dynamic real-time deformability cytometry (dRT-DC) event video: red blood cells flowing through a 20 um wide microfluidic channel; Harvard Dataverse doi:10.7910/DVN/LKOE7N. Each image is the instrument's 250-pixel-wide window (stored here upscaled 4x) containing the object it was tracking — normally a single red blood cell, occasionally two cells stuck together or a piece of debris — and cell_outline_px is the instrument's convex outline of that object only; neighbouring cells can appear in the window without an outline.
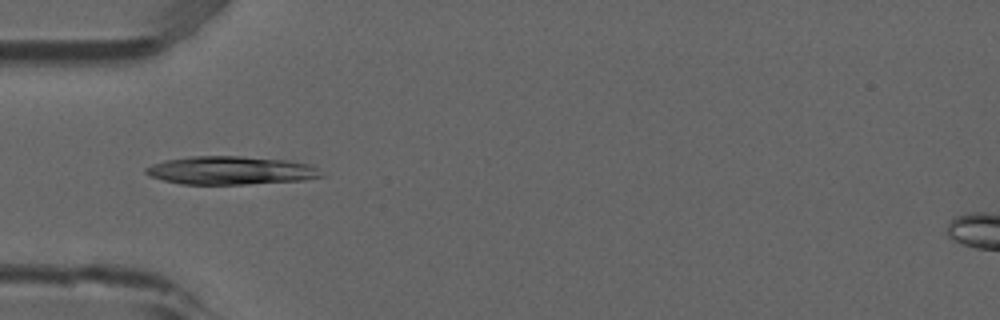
{"species": "common noctule bat (a hibernating species)", "species_latin": "Nyctalus noctula", "temperature_condition": "room temperature", "stored_images_in_passage": 7, "camera_frame_rate_fps": 3000, "um_per_image_px": 0.085, "animal": {"sex": "male", "forearm_length_mm": 52.5}, "frame": {"image": 1, "passage_image": 4, "time_ms": 1.0, "image_size_px": [1000, 320], "cell_outline_px": [[324, 176], [304, 180], [244, 184], [180, 184], [148, 176], [144, 172], [144, 168], [152, 164], [164, 160], [188, 156], [240, 156], [288, 160], [308, 164], [316, 168]], "centroid_in_image_um": [19.55, 14.48], "position_along_channel_um": 65.4, "area_um2": 28.96}}
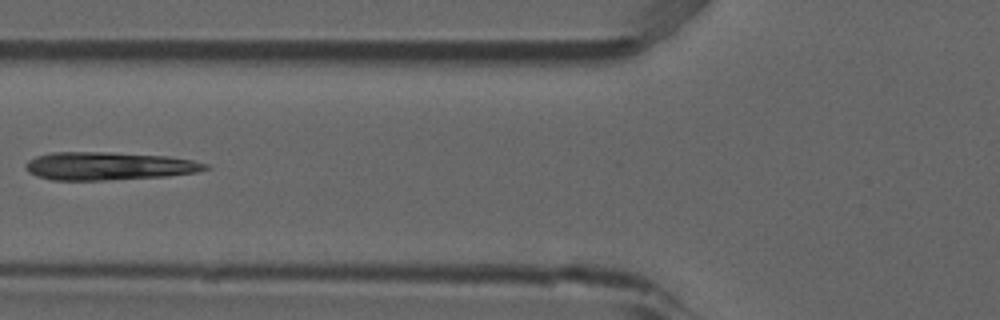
{"frame": {"image": 2, "passage_image": 5, "time_ms": 1.333, "image_size_px": [1000, 320], "cell_outline_px": [[212, 168], [196, 172], [168, 176], [104, 180], [52, 180], [36, 176], [28, 172], [24, 168], [24, 164], [28, 160], [36, 156], [52, 152], [108, 152], [168, 156], [192, 160], [208, 164]], "centroid_in_image_um": [9.22, 14.11], "position_along_channel_um": 116.6, "area_um2": 29.54}}
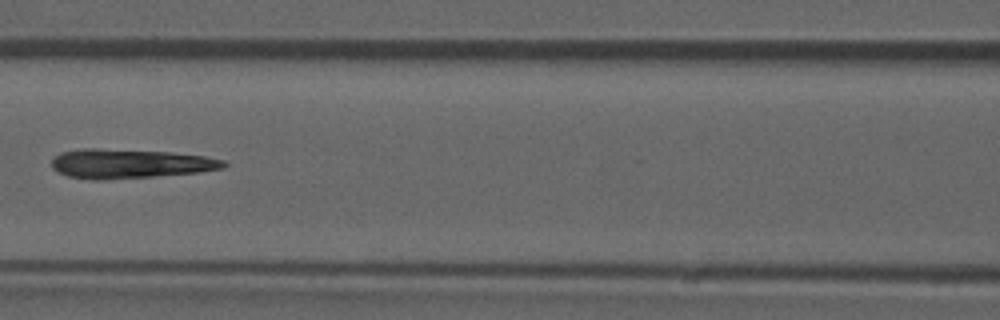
{"frame": {"image": 3, "passage_image": 6, "time_ms": 1.667, "image_size_px": [1000, 320], "cell_outline_px": [[228, 164], [224, 168], [196, 172], [152, 176], [100, 180], [96, 180], [68, 176], [52, 168], [52, 160], [60, 152], [84, 148], [92, 148], [168, 152], [204, 156], [224, 160]], "centroid_in_image_um": [11.02, 13.9], "position_along_channel_um": 155.6, "area_um2": 28.96}}